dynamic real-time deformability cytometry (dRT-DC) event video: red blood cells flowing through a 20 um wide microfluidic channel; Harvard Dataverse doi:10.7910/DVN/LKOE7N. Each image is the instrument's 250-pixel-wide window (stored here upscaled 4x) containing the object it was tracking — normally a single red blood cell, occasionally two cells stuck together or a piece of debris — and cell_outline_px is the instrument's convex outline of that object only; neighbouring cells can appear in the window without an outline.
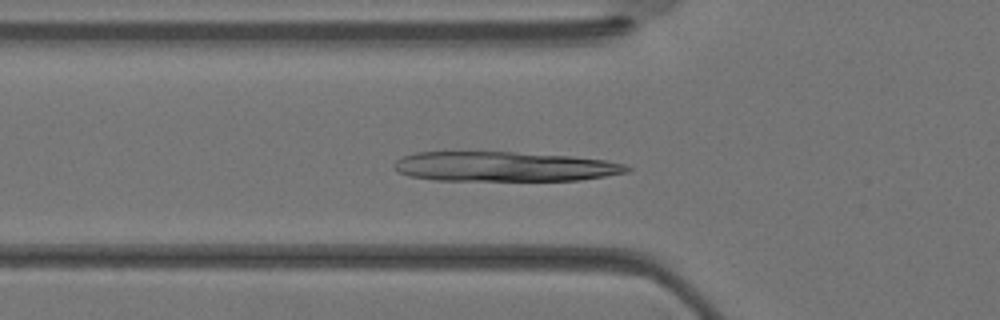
{"species": "Egyptian fruit bat (a non-hibernating species)", "species_latin": "Rousettus aegyptiacus", "temperature_condition": "warm", "stored_images_in_passage": 6, "camera_frame_rate_fps": 3000, "um_per_image_px": 0.085, "animal": {"sex": "female"}, "frame": {"image": 1, "passage_image": 3, "time_ms": 0.667, "image_size_px": [1000, 320], "cell_outline_px": [[632, 168], [628, 172], [580, 180], [436, 180], [408, 176], [396, 172], [392, 168], [392, 164], [396, 160], [404, 156], [416, 152], [512, 152], [572, 156], [604, 160], [624, 164]], "centroid_in_image_um": [42.81, 14.16], "position_along_channel_um": 83.0, "area_um2": 40.34}}
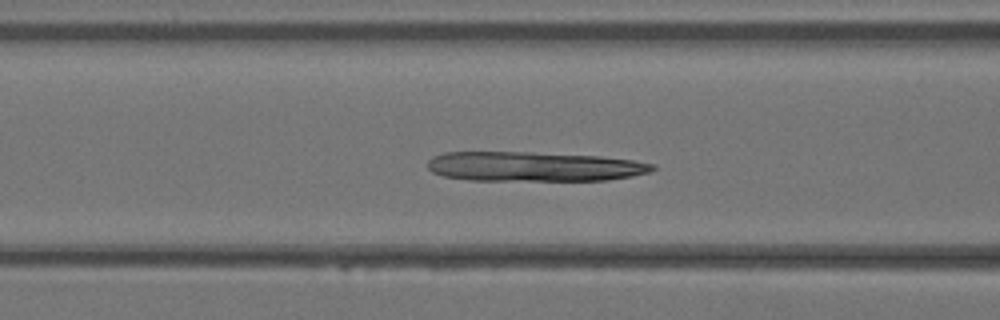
{"frame": {"image": 2, "passage_image": 5, "time_ms": 1.333, "image_size_px": [1000, 320], "cell_outline_px": [[656, 168], [648, 172], [632, 176], [608, 180], [472, 180], [444, 176], [432, 172], [428, 168], [428, 160], [432, 156], [444, 152], [532, 152], [600, 156], [632, 160], [656, 164]], "centroid_in_image_um": [45.37, 14.15], "position_along_channel_um": 121.2, "area_um2": 38.84}}